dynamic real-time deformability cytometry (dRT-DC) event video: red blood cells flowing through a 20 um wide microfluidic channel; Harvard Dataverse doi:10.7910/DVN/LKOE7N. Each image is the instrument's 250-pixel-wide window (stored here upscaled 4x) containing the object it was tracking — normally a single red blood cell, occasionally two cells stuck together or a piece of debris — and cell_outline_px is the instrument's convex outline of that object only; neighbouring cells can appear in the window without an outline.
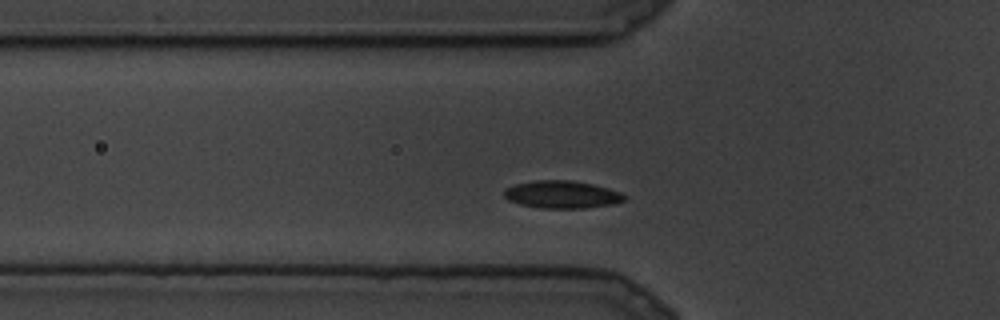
{"species": "common noctule bat (a hibernating species)", "species_latin": "Nyctalus noctula", "temperature_condition": "cold", "stored_images_in_passage": 7, "camera_frame_rate_fps": 3000, "um_per_image_px": 0.085, "animal": {"sex": "male", "body_mass_g": 19.5, "forearm_length_mm": 54.6}, "frame": {"image": 1, "passage_image": 3, "time_ms": 0.667, "image_size_px": [1000, 320], "cell_outline_px": [[624, 200], [612, 204], [584, 208], [544, 208], [520, 204], [508, 200], [504, 196], [504, 188], [516, 184], [536, 180], [572, 180], [592, 184], [608, 188], [620, 192], [624, 196]], "centroid_in_image_um": [47.73, 16.52], "position_along_channel_um": 78.1, "area_um2": 19.13}}
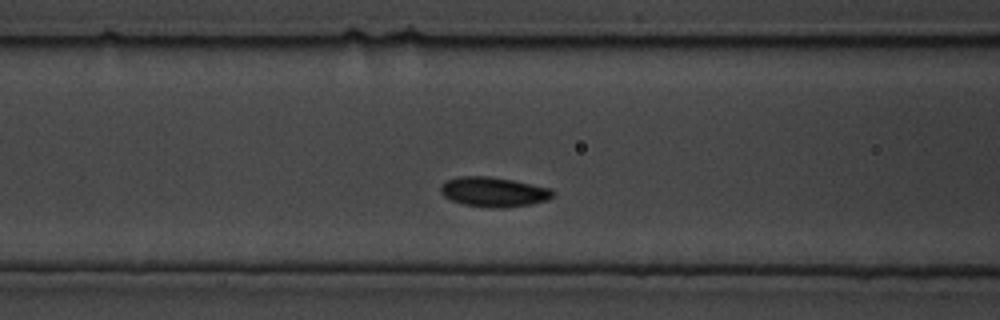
{"frame": {"image": 2, "passage_image": 5, "time_ms": 1.333, "image_size_px": [1000, 320], "cell_outline_px": [[552, 196], [544, 200], [532, 204], [504, 208], [492, 208], [464, 204], [452, 200], [444, 196], [440, 192], [440, 184], [448, 180], [460, 176], [488, 176], [512, 180], [548, 188], [552, 192]], "centroid_in_image_um": [41.89, 16.31], "position_along_channel_um": 124.7, "area_um2": 19.13}}
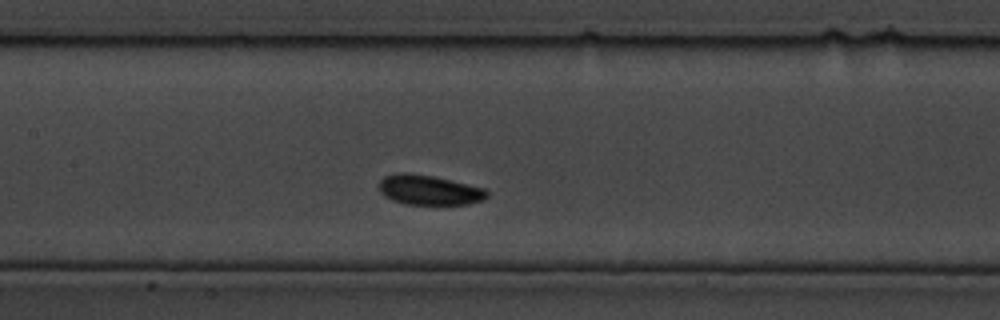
{"frame": {"image": 3, "passage_image": 7, "time_ms": 2.0, "image_size_px": [1000, 320], "cell_outline_px": [[488, 196], [484, 200], [468, 204], [404, 204], [392, 200], [384, 196], [380, 192], [380, 180], [384, 176], [396, 172], [408, 172], [432, 176], [484, 188], [488, 192]], "centroid_in_image_um": [36.45, 16.15], "position_along_channel_um": 171.0, "area_um2": 18.79}}